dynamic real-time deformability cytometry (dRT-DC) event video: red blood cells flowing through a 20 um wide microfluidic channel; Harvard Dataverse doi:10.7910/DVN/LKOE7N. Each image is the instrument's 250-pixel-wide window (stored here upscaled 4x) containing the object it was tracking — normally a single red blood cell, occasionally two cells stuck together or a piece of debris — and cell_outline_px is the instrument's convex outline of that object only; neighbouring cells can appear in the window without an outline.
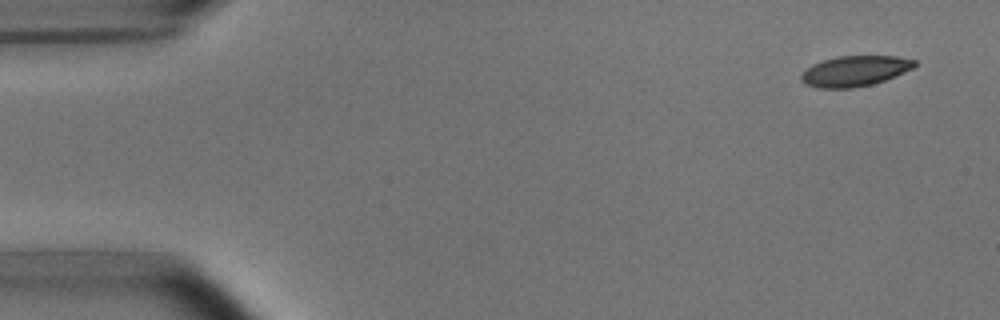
{"species": "common noctule bat (a hibernating species)", "species_latin": "Nyctalus noctula", "temperature_condition": "room temperature", "stored_images_in_passage": 4, "camera_frame_rate_fps": 3000, "um_per_image_px": 0.085, "animal": {"sex": "male", "body_mass_g": 15.6}, "frame": {"image": 1, "passage_image": 1, "time_ms": 0.0, "image_size_px": [1000, 320], "cell_outline_px": [[916, 64], [912, 68], [896, 76], [872, 84], [852, 88], [816, 88], [800, 80], [800, 76], [812, 64], [824, 60], [840, 56], [896, 56], [916, 60]], "centroid_in_image_um": [72.67, 6.04], "position_along_channel_um": 12.3, "area_um2": 19.94}}
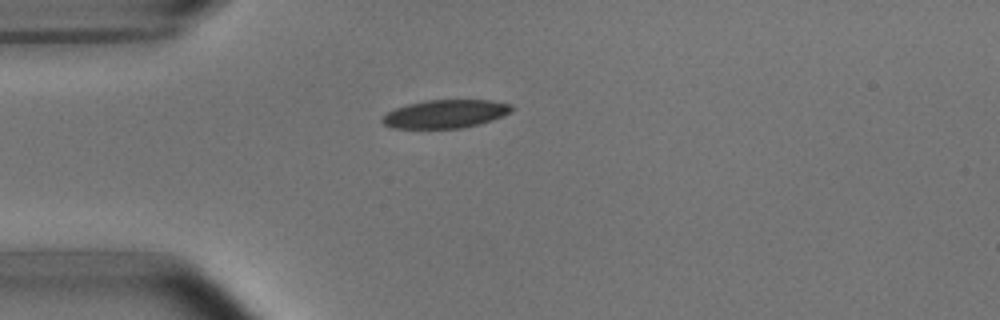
{"frame": {"image": 2, "passage_image": 4, "time_ms": 3.667, "image_size_px": [1000, 320], "cell_outline_px": [[512, 108], [508, 112], [492, 120], [460, 128], [388, 128], [380, 120], [388, 112], [396, 108], [408, 104], [428, 100], [492, 100], [512, 104]], "centroid_in_image_um": [37.82, 9.68], "position_along_channel_um": 47.2, "area_um2": 21.04}}